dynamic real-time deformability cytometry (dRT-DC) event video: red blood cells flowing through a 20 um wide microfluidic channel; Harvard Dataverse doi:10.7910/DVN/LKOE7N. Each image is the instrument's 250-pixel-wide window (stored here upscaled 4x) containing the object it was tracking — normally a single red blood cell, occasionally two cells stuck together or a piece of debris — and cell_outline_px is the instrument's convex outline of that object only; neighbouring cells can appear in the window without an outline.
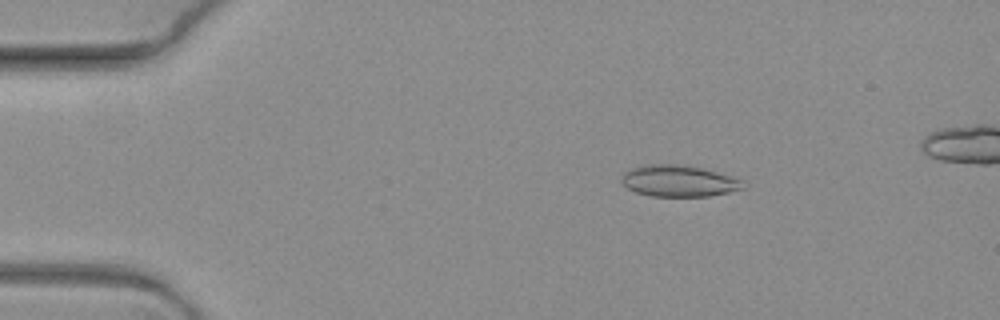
{"species": "common noctule bat (a hibernating species)", "species_latin": "Nyctalus noctula", "temperature_condition": "warm", "stored_images_in_passage": 7, "camera_frame_rate_fps": 3000, "um_per_image_px": 0.085, "animal": {"sex": "female", "body_mass_g": 19.3, "forearm_length_mm": 54.1}, "frame": {"image": 1, "passage_image": 4, "time_ms": 1.0, "image_size_px": [1000, 320], "cell_outline_px": [[748, 184], [744, 188], [728, 192], [708, 196], [652, 196], [636, 192], [628, 188], [620, 180], [624, 172], [632, 168], [648, 164], [680, 164], [700, 168], [728, 176], [740, 180]], "centroid_in_image_um": [57.67, 15.38], "position_along_channel_um": 27.3, "area_um2": 21.96}}